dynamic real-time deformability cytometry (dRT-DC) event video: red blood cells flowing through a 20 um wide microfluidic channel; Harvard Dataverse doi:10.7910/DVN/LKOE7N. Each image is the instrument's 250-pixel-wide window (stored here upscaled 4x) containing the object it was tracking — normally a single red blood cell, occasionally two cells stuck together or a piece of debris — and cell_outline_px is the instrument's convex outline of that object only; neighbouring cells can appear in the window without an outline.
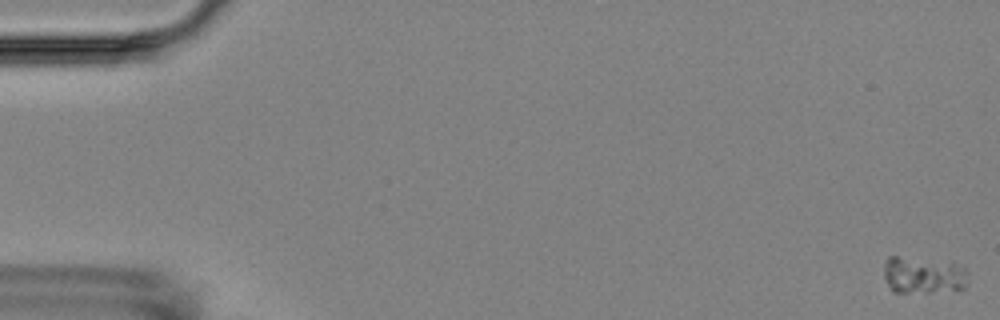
{"species": "Egyptian fruit bat (a non-hibernating species)", "species_latin": "Rousettus aegyptiacus", "temperature_condition": "room temperature", "stored_images_in_passage": 6, "camera_frame_rate_fps": 3000, "um_per_image_px": 0.085, "animal": {"sex": "female"}, "frame": {"image": 1, "passage_image": 1, "time_ms": 0.0, "image_size_px": [1000, 320], "cell_outline_px": [[968, 272], [964, 288], [960, 292], [892, 292], [884, 276], [884, 264], [888, 256], [896, 256], [952, 260], [964, 268]], "centroid_in_image_um": [78.54, 23.37], "position_along_channel_um": 6.5, "area_um2": 18.96}}